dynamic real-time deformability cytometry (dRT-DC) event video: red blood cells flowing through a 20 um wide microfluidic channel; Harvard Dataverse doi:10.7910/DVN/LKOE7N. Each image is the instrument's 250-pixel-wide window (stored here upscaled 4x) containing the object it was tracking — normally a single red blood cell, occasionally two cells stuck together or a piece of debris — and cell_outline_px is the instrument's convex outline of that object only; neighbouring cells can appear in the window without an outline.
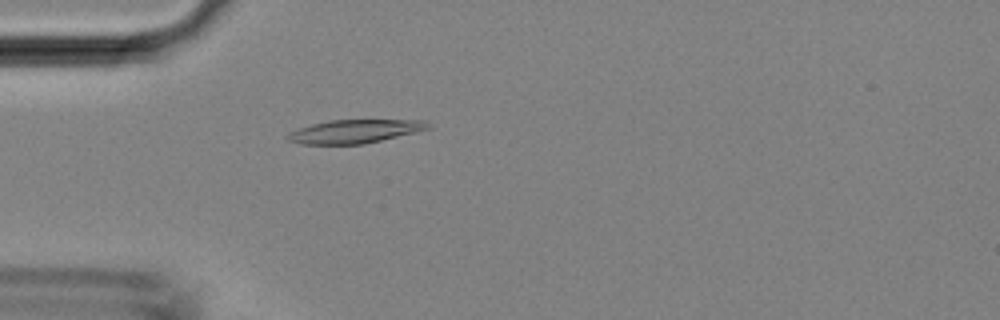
{"species": "Egyptian fruit bat (a non-hibernating species)", "species_latin": "Rousettus aegyptiacus", "temperature_condition": "room temperature", "stored_images_in_passage": 34, "camera_frame_rate_fps": 3000, "um_per_image_px": 0.085, "animal": {"sex": "female"}, "frame": {"image": 1, "passage_image": 3, "time_ms": 0.667, "image_size_px": [1000, 320], "cell_outline_px": [[432, 128], [416, 132], [364, 144], [300, 144], [288, 140], [284, 136], [288, 132], [312, 124], [328, 120], [428, 120]], "centroid_in_image_um": [30.16, 11.16], "position_along_channel_um": 54.8, "area_um2": 19.31}}
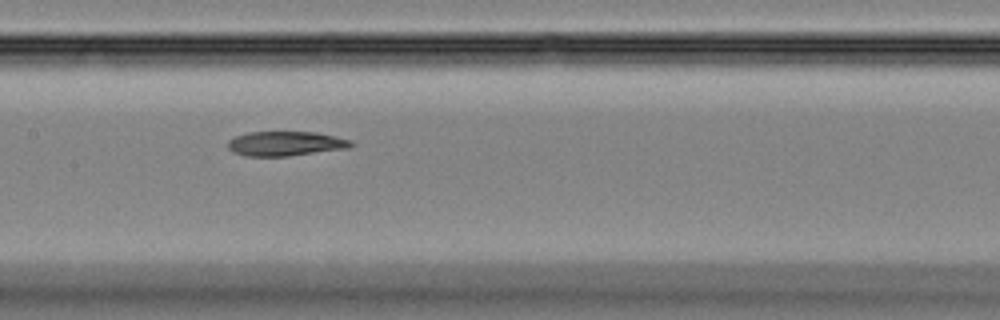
{"frame": {"image": 2, "passage_image": 12, "time_ms": 3.667, "image_size_px": [1000, 320], "cell_outline_px": [[356, 144], [348, 148], [288, 156], [244, 156], [232, 152], [228, 148], [228, 140], [236, 136], [248, 132], [316, 132], [352, 140]], "centroid_in_image_um": [24.27, 12.21], "position_along_channel_um": 183.1, "area_um2": 17.69}}
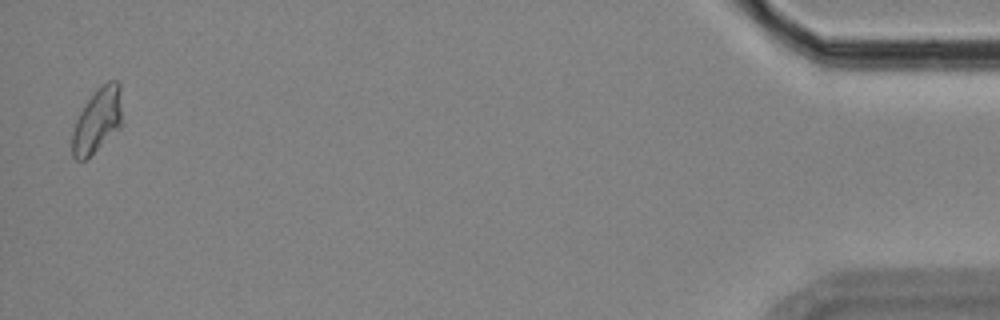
{"frame": {"image": 3, "passage_image": 34, "time_ms": 11.0, "image_size_px": [1000, 320], "cell_outline_px": [[120, 128], [84, 160], [76, 160], [72, 156], [72, 132], [76, 120], [80, 112], [96, 88], [108, 80], [116, 80], [120, 84]], "centroid_in_image_um": [8.25, 10.21], "position_along_channel_um": 427.0, "area_um2": 18.44}}